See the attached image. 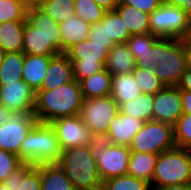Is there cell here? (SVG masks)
I'll return each instance as SVG.
<instances>
[{"mask_svg":"<svg viewBox=\"0 0 191 190\" xmlns=\"http://www.w3.org/2000/svg\"><path fill=\"white\" fill-rule=\"evenodd\" d=\"M38 7L58 24L76 15L74 0H44Z\"/></svg>","mask_w":191,"mask_h":190,"instance_id":"f546056e","label":"cell"},{"mask_svg":"<svg viewBox=\"0 0 191 190\" xmlns=\"http://www.w3.org/2000/svg\"><path fill=\"white\" fill-rule=\"evenodd\" d=\"M142 94L132 73L112 75L110 96L120 105L136 99Z\"/></svg>","mask_w":191,"mask_h":190,"instance_id":"44dd1931","label":"cell"},{"mask_svg":"<svg viewBox=\"0 0 191 190\" xmlns=\"http://www.w3.org/2000/svg\"><path fill=\"white\" fill-rule=\"evenodd\" d=\"M106 33L115 44L126 43L131 36L124 20L116 10L106 12Z\"/></svg>","mask_w":191,"mask_h":190,"instance_id":"d6a6232c","label":"cell"},{"mask_svg":"<svg viewBox=\"0 0 191 190\" xmlns=\"http://www.w3.org/2000/svg\"><path fill=\"white\" fill-rule=\"evenodd\" d=\"M41 190H76L58 164L40 165Z\"/></svg>","mask_w":191,"mask_h":190,"instance_id":"4316f807","label":"cell"},{"mask_svg":"<svg viewBox=\"0 0 191 190\" xmlns=\"http://www.w3.org/2000/svg\"><path fill=\"white\" fill-rule=\"evenodd\" d=\"M95 2L107 11L115 10L120 0H95Z\"/></svg>","mask_w":191,"mask_h":190,"instance_id":"bcb514c9","label":"cell"},{"mask_svg":"<svg viewBox=\"0 0 191 190\" xmlns=\"http://www.w3.org/2000/svg\"><path fill=\"white\" fill-rule=\"evenodd\" d=\"M58 25L61 36V53H65L73 45L89 39L91 24L76 15L70 16Z\"/></svg>","mask_w":191,"mask_h":190,"instance_id":"ac0fdd59","label":"cell"},{"mask_svg":"<svg viewBox=\"0 0 191 190\" xmlns=\"http://www.w3.org/2000/svg\"><path fill=\"white\" fill-rule=\"evenodd\" d=\"M63 149L50 123L37 122L22 141L19 158L33 166L58 164Z\"/></svg>","mask_w":191,"mask_h":190,"instance_id":"3957f363","label":"cell"},{"mask_svg":"<svg viewBox=\"0 0 191 190\" xmlns=\"http://www.w3.org/2000/svg\"><path fill=\"white\" fill-rule=\"evenodd\" d=\"M135 67V59L126 43L115 44L109 51L105 69L111 75L132 73Z\"/></svg>","mask_w":191,"mask_h":190,"instance_id":"7402d4cb","label":"cell"},{"mask_svg":"<svg viewBox=\"0 0 191 190\" xmlns=\"http://www.w3.org/2000/svg\"><path fill=\"white\" fill-rule=\"evenodd\" d=\"M132 75L141 88V92L143 94H150L154 96L164 87V84L159 80L153 68L136 66L132 72Z\"/></svg>","mask_w":191,"mask_h":190,"instance_id":"1f68e13d","label":"cell"},{"mask_svg":"<svg viewBox=\"0 0 191 190\" xmlns=\"http://www.w3.org/2000/svg\"><path fill=\"white\" fill-rule=\"evenodd\" d=\"M183 113H191V91L181 90Z\"/></svg>","mask_w":191,"mask_h":190,"instance_id":"ee69618b","label":"cell"},{"mask_svg":"<svg viewBox=\"0 0 191 190\" xmlns=\"http://www.w3.org/2000/svg\"><path fill=\"white\" fill-rule=\"evenodd\" d=\"M188 37H190V38H191V23H190V32H189Z\"/></svg>","mask_w":191,"mask_h":190,"instance_id":"f5cc1de1","label":"cell"},{"mask_svg":"<svg viewBox=\"0 0 191 190\" xmlns=\"http://www.w3.org/2000/svg\"><path fill=\"white\" fill-rule=\"evenodd\" d=\"M155 190H191V183L172 185L166 187H157Z\"/></svg>","mask_w":191,"mask_h":190,"instance_id":"7dc6e473","label":"cell"},{"mask_svg":"<svg viewBox=\"0 0 191 190\" xmlns=\"http://www.w3.org/2000/svg\"><path fill=\"white\" fill-rule=\"evenodd\" d=\"M115 10L124 20L131 35L150 33L149 15L135 7L119 3Z\"/></svg>","mask_w":191,"mask_h":190,"instance_id":"484cf974","label":"cell"},{"mask_svg":"<svg viewBox=\"0 0 191 190\" xmlns=\"http://www.w3.org/2000/svg\"><path fill=\"white\" fill-rule=\"evenodd\" d=\"M181 44L184 51L186 67L191 69V38L186 36L181 39Z\"/></svg>","mask_w":191,"mask_h":190,"instance_id":"b9f144b4","label":"cell"},{"mask_svg":"<svg viewBox=\"0 0 191 190\" xmlns=\"http://www.w3.org/2000/svg\"><path fill=\"white\" fill-rule=\"evenodd\" d=\"M162 1L163 3H166L168 5L182 8L191 18V0H162Z\"/></svg>","mask_w":191,"mask_h":190,"instance_id":"7bdbcfd3","label":"cell"},{"mask_svg":"<svg viewBox=\"0 0 191 190\" xmlns=\"http://www.w3.org/2000/svg\"><path fill=\"white\" fill-rule=\"evenodd\" d=\"M83 101L80 83L74 80L51 91H37L33 115L38 122L50 123L60 117L78 115Z\"/></svg>","mask_w":191,"mask_h":190,"instance_id":"7a4b0ae2","label":"cell"},{"mask_svg":"<svg viewBox=\"0 0 191 190\" xmlns=\"http://www.w3.org/2000/svg\"><path fill=\"white\" fill-rule=\"evenodd\" d=\"M50 124L54 128L63 150L76 146L93 145L97 140L79 114L57 118Z\"/></svg>","mask_w":191,"mask_h":190,"instance_id":"7c38bea8","label":"cell"},{"mask_svg":"<svg viewBox=\"0 0 191 190\" xmlns=\"http://www.w3.org/2000/svg\"><path fill=\"white\" fill-rule=\"evenodd\" d=\"M35 91L22 79L0 85V102L12 114H33Z\"/></svg>","mask_w":191,"mask_h":190,"instance_id":"5bb4252c","label":"cell"},{"mask_svg":"<svg viewBox=\"0 0 191 190\" xmlns=\"http://www.w3.org/2000/svg\"><path fill=\"white\" fill-rule=\"evenodd\" d=\"M74 80L73 63L65 53H60L50 59L40 90L51 91Z\"/></svg>","mask_w":191,"mask_h":190,"instance_id":"e0dca14e","label":"cell"},{"mask_svg":"<svg viewBox=\"0 0 191 190\" xmlns=\"http://www.w3.org/2000/svg\"><path fill=\"white\" fill-rule=\"evenodd\" d=\"M53 56L25 55L22 68V80L30 86L35 93L40 90L45 73L48 70L50 59Z\"/></svg>","mask_w":191,"mask_h":190,"instance_id":"ffe728a7","label":"cell"},{"mask_svg":"<svg viewBox=\"0 0 191 190\" xmlns=\"http://www.w3.org/2000/svg\"><path fill=\"white\" fill-rule=\"evenodd\" d=\"M158 38V36L151 33L134 34L127 39L126 44L130 53H143L153 46Z\"/></svg>","mask_w":191,"mask_h":190,"instance_id":"f35d334b","label":"cell"},{"mask_svg":"<svg viewBox=\"0 0 191 190\" xmlns=\"http://www.w3.org/2000/svg\"><path fill=\"white\" fill-rule=\"evenodd\" d=\"M27 9L23 0H0V23L26 21Z\"/></svg>","mask_w":191,"mask_h":190,"instance_id":"836d02e7","label":"cell"},{"mask_svg":"<svg viewBox=\"0 0 191 190\" xmlns=\"http://www.w3.org/2000/svg\"><path fill=\"white\" fill-rule=\"evenodd\" d=\"M174 126L160 121H146L143 127L134 135L130 151L140 153L160 154L173 149Z\"/></svg>","mask_w":191,"mask_h":190,"instance_id":"9c48e42d","label":"cell"},{"mask_svg":"<svg viewBox=\"0 0 191 190\" xmlns=\"http://www.w3.org/2000/svg\"><path fill=\"white\" fill-rule=\"evenodd\" d=\"M25 21L0 23V48L5 53L23 52V33Z\"/></svg>","mask_w":191,"mask_h":190,"instance_id":"603a6c76","label":"cell"},{"mask_svg":"<svg viewBox=\"0 0 191 190\" xmlns=\"http://www.w3.org/2000/svg\"><path fill=\"white\" fill-rule=\"evenodd\" d=\"M158 154L131 151L127 174L152 183Z\"/></svg>","mask_w":191,"mask_h":190,"instance_id":"cb8c5ba5","label":"cell"},{"mask_svg":"<svg viewBox=\"0 0 191 190\" xmlns=\"http://www.w3.org/2000/svg\"><path fill=\"white\" fill-rule=\"evenodd\" d=\"M101 190H152V187L148 181L126 174L105 180Z\"/></svg>","mask_w":191,"mask_h":190,"instance_id":"4dcf8cb0","label":"cell"},{"mask_svg":"<svg viewBox=\"0 0 191 190\" xmlns=\"http://www.w3.org/2000/svg\"><path fill=\"white\" fill-rule=\"evenodd\" d=\"M191 183V150L174 147L158 155L151 187Z\"/></svg>","mask_w":191,"mask_h":190,"instance_id":"5b68a950","label":"cell"},{"mask_svg":"<svg viewBox=\"0 0 191 190\" xmlns=\"http://www.w3.org/2000/svg\"><path fill=\"white\" fill-rule=\"evenodd\" d=\"M23 33L25 55L56 56L61 53L59 25L38 6L28 7Z\"/></svg>","mask_w":191,"mask_h":190,"instance_id":"6da1fadb","label":"cell"},{"mask_svg":"<svg viewBox=\"0 0 191 190\" xmlns=\"http://www.w3.org/2000/svg\"><path fill=\"white\" fill-rule=\"evenodd\" d=\"M180 90L191 91V69H186L181 81L177 85Z\"/></svg>","mask_w":191,"mask_h":190,"instance_id":"f6af8a7d","label":"cell"},{"mask_svg":"<svg viewBox=\"0 0 191 190\" xmlns=\"http://www.w3.org/2000/svg\"><path fill=\"white\" fill-rule=\"evenodd\" d=\"M144 121L118 113L110 122L106 137L111 144L129 147L134 135L143 127Z\"/></svg>","mask_w":191,"mask_h":190,"instance_id":"2e32d148","label":"cell"},{"mask_svg":"<svg viewBox=\"0 0 191 190\" xmlns=\"http://www.w3.org/2000/svg\"><path fill=\"white\" fill-rule=\"evenodd\" d=\"M156 62L155 74L164 86H177L187 69L181 39L158 38Z\"/></svg>","mask_w":191,"mask_h":190,"instance_id":"8992f818","label":"cell"},{"mask_svg":"<svg viewBox=\"0 0 191 190\" xmlns=\"http://www.w3.org/2000/svg\"><path fill=\"white\" fill-rule=\"evenodd\" d=\"M119 113L118 103L109 95L84 99L79 116L97 140L104 139L110 122Z\"/></svg>","mask_w":191,"mask_h":190,"instance_id":"30bf717a","label":"cell"},{"mask_svg":"<svg viewBox=\"0 0 191 190\" xmlns=\"http://www.w3.org/2000/svg\"><path fill=\"white\" fill-rule=\"evenodd\" d=\"M182 115L181 90L178 86H164L153 96V121L174 126Z\"/></svg>","mask_w":191,"mask_h":190,"instance_id":"9a60e30c","label":"cell"},{"mask_svg":"<svg viewBox=\"0 0 191 190\" xmlns=\"http://www.w3.org/2000/svg\"><path fill=\"white\" fill-rule=\"evenodd\" d=\"M4 54H5V52L0 48V66L3 61Z\"/></svg>","mask_w":191,"mask_h":190,"instance_id":"f907efd6","label":"cell"},{"mask_svg":"<svg viewBox=\"0 0 191 190\" xmlns=\"http://www.w3.org/2000/svg\"><path fill=\"white\" fill-rule=\"evenodd\" d=\"M109 50L106 45L87 39L69 48L65 54L73 63L74 79L80 82L105 68Z\"/></svg>","mask_w":191,"mask_h":190,"instance_id":"ba28073f","label":"cell"},{"mask_svg":"<svg viewBox=\"0 0 191 190\" xmlns=\"http://www.w3.org/2000/svg\"><path fill=\"white\" fill-rule=\"evenodd\" d=\"M89 39L94 44L106 45L109 51L115 46L114 41L106 33V13L99 22L91 24Z\"/></svg>","mask_w":191,"mask_h":190,"instance_id":"8d00e7d4","label":"cell"},{"mask_svg":"<svg viewBox=\"0 0 191 190\" xmlns=\"http://www.w3.org/2000/svg\"><path fill=\"white\" fill-rule=\"evenodd\" d=\"M24 67V53H5L0 66V85H6L22 79V68Z\"/></svg>","mask_w":191,"mask_h":190,"instance_id":"83f0119b","label":"cell"},{"mask_svg":"<svg viewBox=\"0 0 191 190\" xmlns=\"http://www.w3.org/2000/svg\"><path fill=\"white\" fill-rule=\"evenodd\" d=\"M28 7L39 6L44 0H23Z\"/></svg>","mask_w":191,"mask_h":190,"instance_id":"681fc988","label":"cell"},{"mask_svg":"<svg viewBox=\"0 0 191 190\" xmlns=\"http://www.w3.org/2000/svg\"><path fill=\"white\" fill-rule=\"evenodd\" d=\"M135 59V65L137 67L153 68L157 67L156 62V41L153 46L144 51L143 53H131Z\"/></svg>","mask_w":191,"mask_h":190,"instance_id":"ab89813d","label":"cell"},{"mask_svg":"<svg viewBox=\"0 0 191 190\" xmlns=\"http://www.w3.org/2000/svg\"><path fill=\"white\" fill-rule=\"evenodd\" d=\"M176 147L191 150V113H183L174 125Z\"/></svg>","mask_w":191,"mask_h":190,"instance_id":"d590c367","label":"cell"},{"mask_svg":"<svg viewBox=\"0 0 191 190\" xmlns=\"http://www.w3.org/2000/svg\"><path fill=\"white\" fill-rule=\"evenodd\" d=\"M3 184L8 186L9 190H41L40 166L24 163L10 174Z\"/></svg>","mask_w":191,"mask_h":190,"instance_id":"d6986e66","label":"cell"},{"mask_svg":"<svg viewBox=\"0 0 191 190\" xmlns=\"http://www.w3.org/2000/svg\"><path fill=\"white\" fill-rule=\"evenodd\" d=\"M120 3L137 8L145 13L151 14L162 3V0H120Z\"/></svg>","mask_w":191,"mask_h":190,"instance_id":"60d3db41","label":"cell"},{"mask_svg":"<svg viewBox=\"0 0 191 190\" xmlns=\"http://www.w3.org/2000/svg\"><path fill=\"white\" fill-rule=\"evenodd\" d=\"M76 16L89 24L99 22L107 12L95 0H74Z\"/></svg>","mask_w":191,"mask_h":190,"instance_id":"e575fe53","label":"cell"},{"mask_svg":"<svg viewBox=\"0 0 191 190\" xmlns=\"http://www.w3.org/2000/svg\"><path fill=\"white\" fill-rule=\"evenodd\" d=\"M37 122L33 114H12L0 125V149L19 156L22 141Z\"/></svg>","mask_w":191,"mask_h":190,"instance_id":"4fadbf2b","label":"cell"},{"mask_svg":"<svg viewBox=\"0 0 191 190\" xmlns=\"http://www.w3.org/2000/svg\"><path fill=\"white\" fill-rule=\"evenodd\" d=\"M153 95L141 94L134 100L119 105V113L132 116L144 122L152 120Z\"/></svg>","mask_w":191,"mask_h":190,"instance_id":"f1b7e54d","label":"cell"},{"mask_svg":"<svg viewBox=\"0 0 191 190\" xmlns=\"http://www.w3.org/2000/svg\"><path fill=\"white\" fill-rule=\"evenodd\" d=\"M58 165L76 190H101L93 145L63 150Z\"/></svg>","mask_w":191,"mask_h":190,"instance_id":"277c9868","label":"cell"},{"mask_svg":"<svg viewBox=\"0 0 191 190\" xmlns=\"http://www.w3.org/2000/svg\"><path fill=\"white\" fill-rule=\"evenodd\" d=\"M112 75L104 68L79 83L84 99L105 97L110 95Z\"/></svg>","mask_w":191,"mask_h":190,"instance_id":"d4e9b609","label":"cell"},{"mask_svg":"<svg viewBox=\"0 0 191 190\" xmlns=\"http://www.w3.org/2000/svg\"><path fill=\"white\" fill-rule=\"evenodd\" d=\"M191 18L180 7L162 3L149 15L150 33L159 38L182 39L189 35Z\"/></svg>","mask_w":191,"mask_h":190,"instance_id":"52a82bcc","label":"cell"},{"mask_svg":"<svg viewBox=\"0 0 191 190\" xmlns=\"http://www.w3.org/2000/svg\"><path fill=\"white\" fill-rule=\"evenodd\" d=\"M12 113H10L0 102V125L7 121L11 117Z\"/></svg>","mask_w":191,"mask_h":190,"instance_id":"c3c4849f","label":"cell"},{"mask_svg":"<svg viewBox=\"0 0 191 190\" xmlns=\"http://www.w3.org/2000/svg\"><path fill=\"white\" fill-rule=\"evenodd\" d=\"M23 164L18 155L0 149V182H3Z\"/></svg>","mask_w":191,"mask_h":190,"instance_id":"74e56055","label":"cell"},{"mask_svg":"<svg viewBox=\"0 0 191 190\" xmlns=\"http://www.w3.org/2000/svg\"><path fill=\"white\" fill-rule=\"evenodd\" d=\"M0 190H9L8 186H5L3 182H0Z\"/></svg>","mask_w":191,"mask_h":190,"instance_id":"816d5d0a","label":"cell"},{"mask_svg":"<svg viewBox=\"0 0 191 190\" xmlns=\"http://www.w3.org/2000/svg\"><path fill=\"white\" fill-rule=\"evenodd\" d=\"M97 170L102 182L126 175L130 161V148L111 144L103 139L93 144Z\"/></svg>","mask_w":191,"mask_h":190,"instance_id":"8fae6325","label":"cell"}]
</instances>
